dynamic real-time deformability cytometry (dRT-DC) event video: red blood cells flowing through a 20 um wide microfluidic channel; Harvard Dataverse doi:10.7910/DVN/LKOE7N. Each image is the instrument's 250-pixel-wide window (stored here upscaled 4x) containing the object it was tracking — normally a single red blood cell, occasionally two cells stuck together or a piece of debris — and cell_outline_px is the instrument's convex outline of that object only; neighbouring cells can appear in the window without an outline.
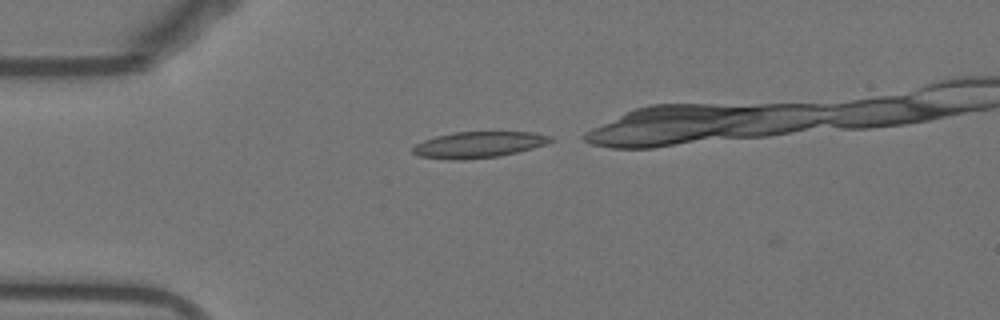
{"species": "Egyptian fruit bat (a non-hibernating species)", "species_latin": "Rousettus aegyptiacus", "temperature_condition": "warm", "stored_images_in_passage": 4, "camera_frame_rate_fps": 3000, "um_per_image_px": 0.085, "animal": {"sex": "female"}, "frame": {"image": 1, "passage_image": 3, "time_ms": 0.667, "image_size_px": [1000, 320], "cell_outline_px": [[556, 140], [532, 148], [500, 156], [464, 160], [448, 160], [420, 156], [412, 152], [412, 148], [416, 144], [424, 140], [436, 136], [452, 132], [532, 132], [552, 136]], "centroid_in_image_um": [40.67, 12.3], "position_along_channel_um": 44.3, "area_um2": 21.04}}